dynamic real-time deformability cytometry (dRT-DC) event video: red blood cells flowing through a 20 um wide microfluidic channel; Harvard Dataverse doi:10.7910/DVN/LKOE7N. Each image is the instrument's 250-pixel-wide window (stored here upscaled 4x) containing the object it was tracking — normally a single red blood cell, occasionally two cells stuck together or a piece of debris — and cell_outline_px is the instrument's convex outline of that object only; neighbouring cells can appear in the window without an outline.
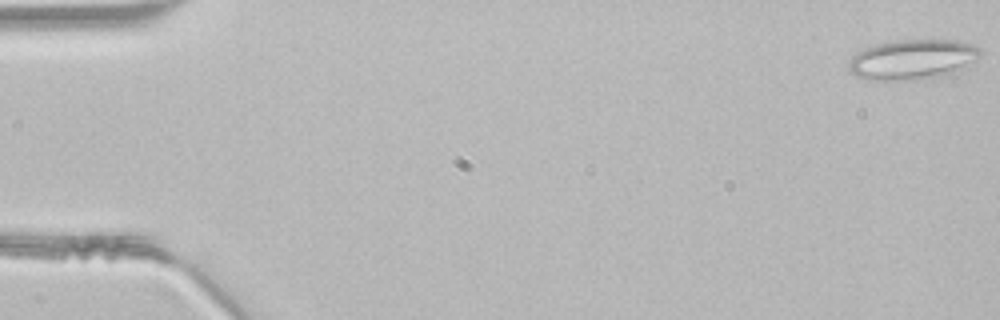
{"species": "common noctule bat (a hibernating species)", "species_latin": "Nyctalus noctula", "temperature_condition": "room temperature", "stored_images_in_passage": 47, "camera_frame_rate_fps": 3000, "um_per_image_px": 0.085, "animal": {"sex": "male", "body_mass_g": 21.5, "forearm_length_mm": 52.0}, "frame": {"image": 1, "passage_image": 1, "time_ms": 0.0, "image_size_px": [1000, 320], "cell_outline_px": [[984, 52], [968, 68], [956, 76], [916, 80], [868, 80], [856, 76], [848, 68], [848, 64], [852, 56], [856, 52], [864, 48], [876, 44], [896, 40], [960, 40], [972, 44], [980, 48]], "centroid_in_image_um": [77.68, 5.08], "position_along_channel_um": 7.3, "area_um2": 31.91}}
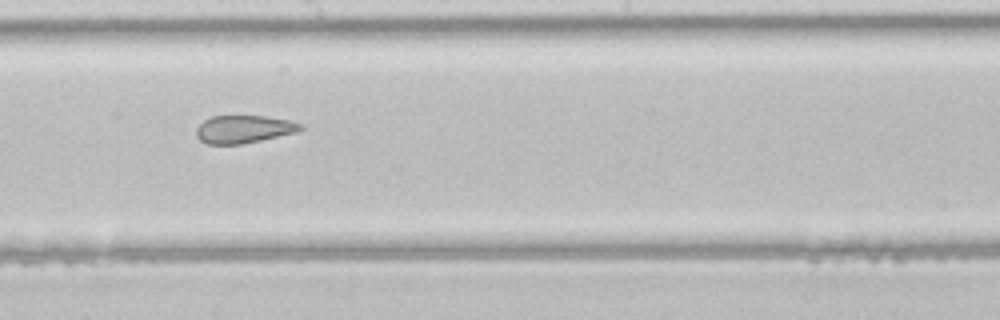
{"frame": {"image": 2, "passage_image": 26, "time_ms": 8.333, "image_size_px": [1000, 320], "cell_outline_px": [[304, 128], [296, 132], [260, 140], [240, 144], [208, 144], [200, 140], [196, 136], [196, 128], [204, 120], [212, 116], [264, 116], [288, 120], [304, 124]], "centroid_in_image_um": [20.71, 10.97], "position_along_channel_um": 227.5, "area_um2": 16.76}}
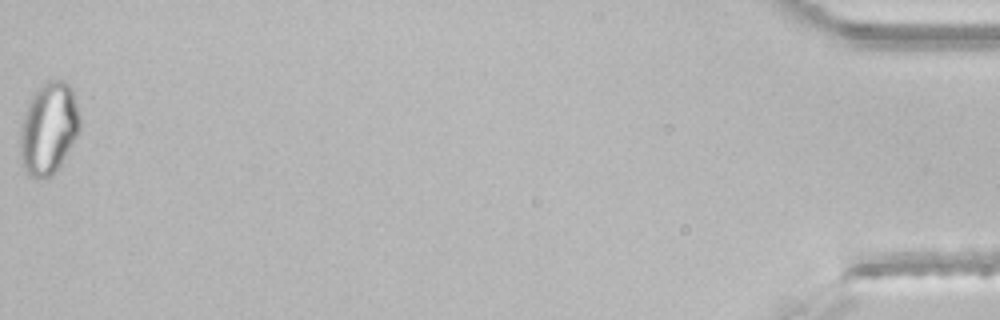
{"frame": {"image": 3, "passage_image": 47, "time_ms": 15.333, "image_size_px": [1000, 320], "cell_outline_px": [[80, 128], [76, 136], [60, 164], [52, 176], [28, 176], [20, 160], [20, 132], [24, 116], [28, 104], [36, 88], [48, 80], [64, 80], [72, 88], [80, 116]], "centroid_in_image_um": [4.13, 10.88], "position_along_channel_um": 431.1, "area_um2": 31.62}}